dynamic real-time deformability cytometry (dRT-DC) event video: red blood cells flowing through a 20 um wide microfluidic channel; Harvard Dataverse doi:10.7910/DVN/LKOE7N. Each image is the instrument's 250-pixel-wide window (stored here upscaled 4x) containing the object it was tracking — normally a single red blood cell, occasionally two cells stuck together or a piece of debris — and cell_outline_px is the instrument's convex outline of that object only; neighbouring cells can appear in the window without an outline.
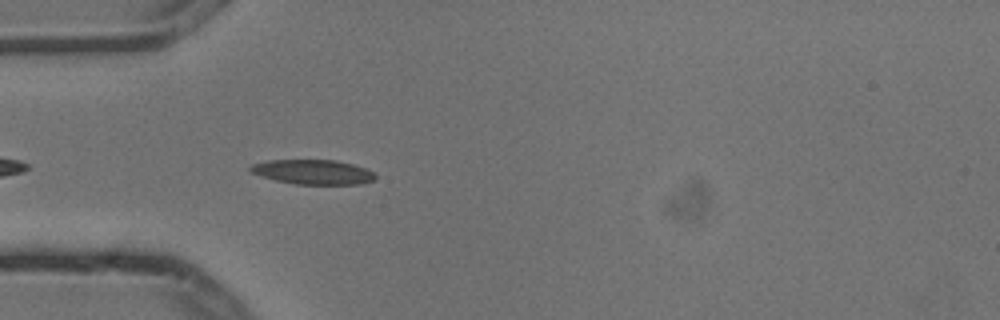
{"species": "common noctule bat (a hibernating species)", "species_latin": "Nyctalus noctula", "temperature_condition": "cold", "stored_images_in_passage": 3, "camera_frame_rate_fps": 3000, "um_per_image_px": 0.085, "animal": {"sex": "male", "body_mass_g": 13.3}, "frame": {"image": 1, "passage_image": 3, "time_ms": 0.667, "image_size_px": [1000, 320], "cell_outline_px": [[376, 180], [360, 184], [292, 184], [276, 180], [252, 172], [248, 168], [252, 164], [268, 160], [336, 160], [352, 164], [364, 168], [372, 172], [376, 176]], "centroid_in_image_um": [26.62, 14.62], "position_along_channel_um": 58.4, "area_um2": 17.8}}